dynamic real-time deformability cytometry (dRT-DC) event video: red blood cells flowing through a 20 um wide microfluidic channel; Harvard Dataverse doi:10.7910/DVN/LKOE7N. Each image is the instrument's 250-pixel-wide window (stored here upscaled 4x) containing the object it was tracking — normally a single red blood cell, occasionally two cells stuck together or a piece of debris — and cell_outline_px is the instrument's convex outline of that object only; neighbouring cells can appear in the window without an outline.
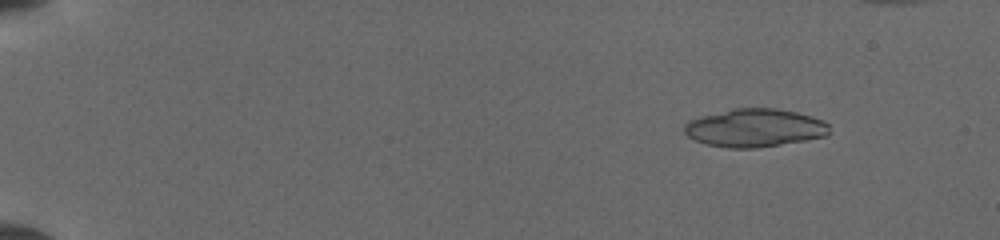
{"species": "common noctule bat (a hibernating species)", "species_latin": "Nyctalus noctula", "temperature_condition": "cold", "stored_images_in_passage": 19, "camera_frame_rate_fps": 3000, "um_per_image_px": 0.085, "animal": {"sex": "female", "body_mass_g": 19.5, "forearm_length_mm": 54.1}, "frame": {"image": 1, "passage_image": 3, "time_ms": 0.667, "image_size_px": [1000, 240], "cell_outline_px": [[828, 136], [756, 148], [728, 148], [708, 144], [696, 140], [688, 136], [684, 132], [684, 124], [688, 120], [700, 116], [732, 108], [776, 108], [796, 112], [812, 116], [824, 120], [828, 124]], "centroid_in_image_um": [64.14, 10.86], "position_along_channel_um": 20.9, "area_um2": 32.25}}